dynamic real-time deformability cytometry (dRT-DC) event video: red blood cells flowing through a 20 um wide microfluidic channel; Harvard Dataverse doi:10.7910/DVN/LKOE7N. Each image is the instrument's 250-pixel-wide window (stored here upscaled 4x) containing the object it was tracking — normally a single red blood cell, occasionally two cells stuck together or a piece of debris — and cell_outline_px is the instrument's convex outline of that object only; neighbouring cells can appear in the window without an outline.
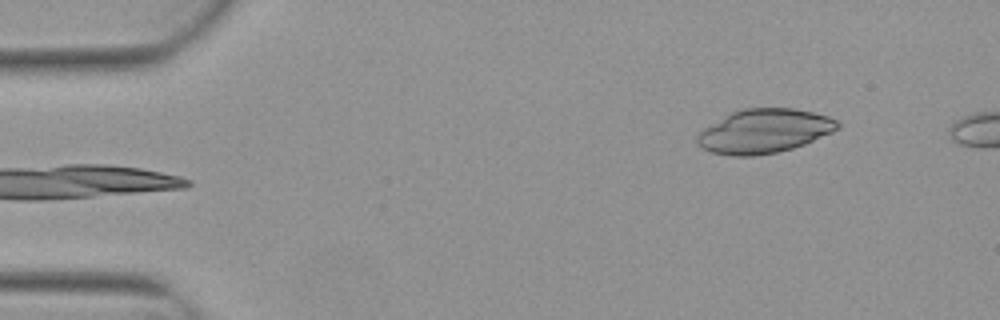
{"species": "Egyptian fruit bat (a non-hibernating species)", "species_latin": "Rousettus aegyptiacus", "temperature_condition": "warm", "stored_images_in_passage": 3, "camera_frame_rate_fps": 3000, "um_per_image_px": 0.085, "animal": {"sex": "female"}, "frame": {"image": 1, "passage_image": 3, "time_ms": 0.667, "image_size_px": [1000, 320], "cell_outline_px": [[840, 128], [832, 132], [804, 144], [792, 148], [776, 152], [752, 156], [732, 156], [712, 152], [704, 148], [696, 140], [696, 136], [704, 128], [732, 112], [744, 108], [792, 108], [812, 112], [828, 116], [836, 120], [840, 124]], "centroid_in_image_um": [64.97, 11.14], "position_along_channel_um": 20.0, "area_um2": 35.6}}